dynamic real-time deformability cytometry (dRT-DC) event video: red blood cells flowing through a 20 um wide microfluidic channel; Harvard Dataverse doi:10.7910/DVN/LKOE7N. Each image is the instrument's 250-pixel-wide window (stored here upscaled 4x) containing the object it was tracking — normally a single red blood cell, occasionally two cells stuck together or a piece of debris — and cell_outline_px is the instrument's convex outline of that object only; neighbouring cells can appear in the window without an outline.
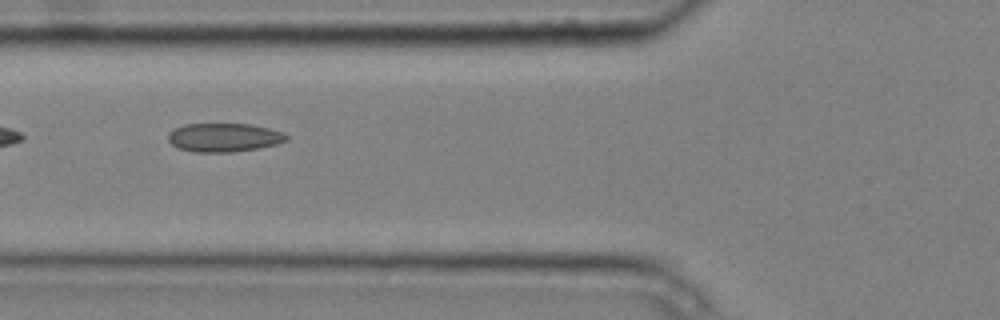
{"species": "common noctule bat (a hibernating species)", "species_latin": "Nyctalus noctula", "temperature_condition": "cold", "stored_images_in_passage": 5, "camera_frame_rate_fps": 3000, "um_per_image_px": 0.085, "animal": {"sex": "male", "body_mass_g": 20.4}, "frame": {"image": 1, "passage_image": 4, "time_ms": 1.0, "image_size_px": [1000, 320], "cell_outline_px": [[288, 140], [280, 144], [232, 152], [196, 152], [180, 148], [172, 144], [168, 140], [168, 132], [184, 124], [248, 124], [268, 128], [284, 132], [288, 136]], "centroid_in_image_um": [19.07, 11.68], "position_along_channel_um": 106.7, "area_um2": 19.71}}
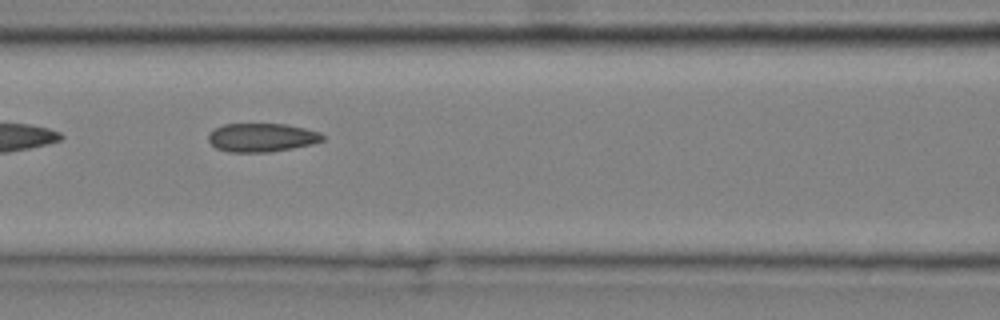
{"frame": {"image": 2, "passage_image": 5, "time_ms": 1.333, "image_size_px": [1000, 320], "cell_outline_px": [[328, 136], [324, 140], [312, 144], [272, 152], [228, 152], [216, 148], [208, 140], [208, 136], [216, 128], [224, 124], [284, 124], [304, 128], [320, 132]], "centroid_in_image_um": [22.3, 11.69], "position_along_channel_um": 144.3, "area_um2": 19.07}}